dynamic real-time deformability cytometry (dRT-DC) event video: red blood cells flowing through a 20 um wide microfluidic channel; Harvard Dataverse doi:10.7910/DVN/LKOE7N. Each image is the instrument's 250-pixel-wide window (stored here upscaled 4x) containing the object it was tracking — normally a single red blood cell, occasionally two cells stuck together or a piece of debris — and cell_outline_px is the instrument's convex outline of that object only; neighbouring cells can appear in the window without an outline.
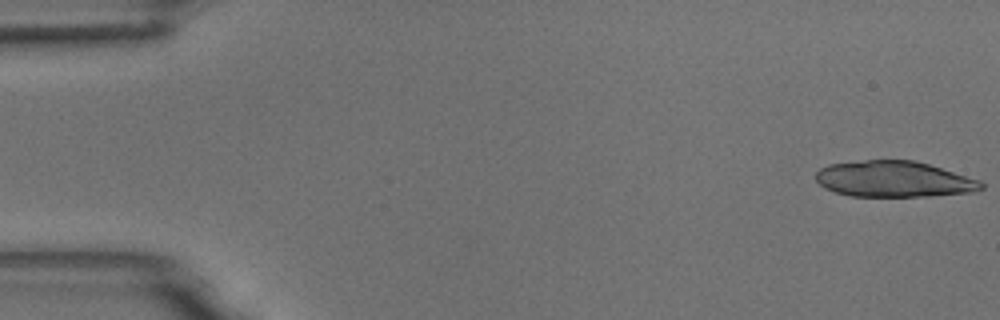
{"species": "common noctule bat (a hibernating species)", "species_latin": "Nyctalus noctula", "temperature_condition": "room temperature", "stored_images_in_passage": 13, "camera_frame_rate_fps": 3000, "um_per_image_px": 0.085, "animal": {"sex": "male", "body_mass_g": 18.8}, "frame": {"image": 1, "passage_image": 1, "time_ms": 0.0, "image_size_px": [1000, 320], "cell_outline_px": [[984, 188], [976, 192], [928, 196], [852, 196], [836, 192], [824, 188], [816, 180], [816, 172], [820, 168], [828, 164], [864, 160], [912, 160], [928, 164], [980, 180], [984, 184]], "centroid_in_image_um": [75.99, 15.23], "position_along_channel_um": 9.0, "area_um2": 34.68}}